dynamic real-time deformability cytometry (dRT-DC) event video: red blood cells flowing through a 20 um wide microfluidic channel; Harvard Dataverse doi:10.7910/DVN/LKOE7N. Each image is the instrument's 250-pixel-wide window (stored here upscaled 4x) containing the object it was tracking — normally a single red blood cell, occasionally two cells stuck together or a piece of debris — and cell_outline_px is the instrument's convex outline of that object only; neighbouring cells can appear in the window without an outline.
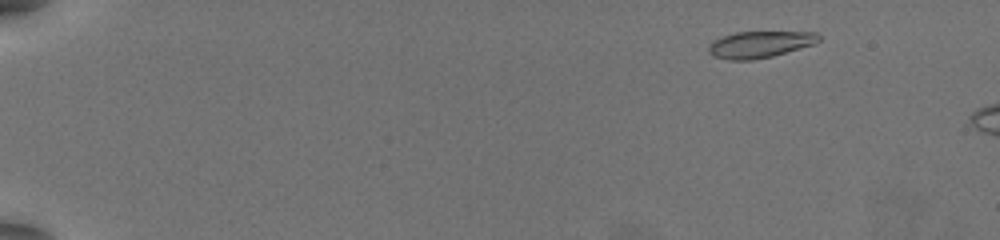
{"species": "common noctule bat (a hibernating species)", "species_latin": "Nyctalus noctula", "temperature_condition": "warm", "stored_images_in_passage": 11, "camera_frame_rate_fps": 3000, "um_per_image_px": 0.085, "animal": {"sex": "female", "body_mass_g": 19.5, "forearm_length_mm": 54.1}, "frame": {"image": 1, "passage_image": 5, "time_ms": 1.333, "image_size_px": [1000, 240], "cell_outline_px": [[820, 40], [812, 44], [800, 48], [772, 56], [752, 60], [728, 60], [712, 56], [708, 52], [708, 48], [712, 40], [736, 32], [816, 32], [820, 36]], "centroid_in_image_um": [64.54, 3.78], "position_along_channel_um": 20.5, "area_um2": 16.99}}